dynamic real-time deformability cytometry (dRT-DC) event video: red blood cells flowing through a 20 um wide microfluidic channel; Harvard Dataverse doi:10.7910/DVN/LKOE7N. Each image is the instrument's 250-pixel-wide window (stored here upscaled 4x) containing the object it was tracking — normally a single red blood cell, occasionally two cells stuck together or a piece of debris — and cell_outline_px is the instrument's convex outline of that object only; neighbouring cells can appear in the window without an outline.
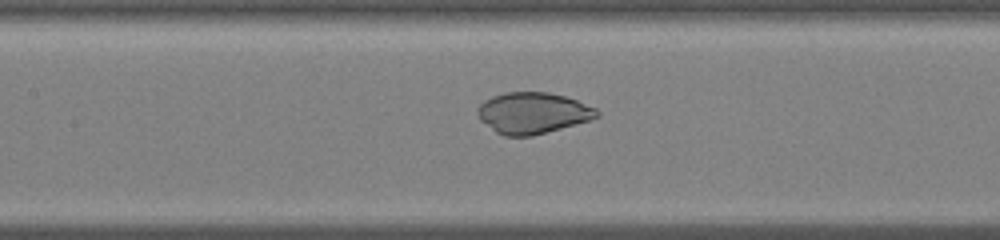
{"species": "common noctule bat (a hibernating species)", "species_latin": "Nyctalus noctula", "temperature_condition": "warm", "stored_images_in_passage": 39, "camera_frame_rate_fps": 3000, "um_per_image_px": 0.085, "animal": {"sex": "male", "body_mass_g": 19.0, "forearm_length_mm": 50.8}, "frame": {"image": 1, "passage_image": 13, "time_ms": 4.0, "image_size_px": [1000, 240], "cell_outline_px": [[600, 116], [588, 120], [532, 136], [504, 136], [496, 132], [480, 120], [476, 112], [476, 108], [484, 100], [492, 96], [504, 92], [548, 92], [564, 96], [576, 100], [596, 108], [600, 112]], "centroid_in_image_um": [45.24, 9.59], "position_along_channel_um": 162.2, "area_um2": 28.55}}
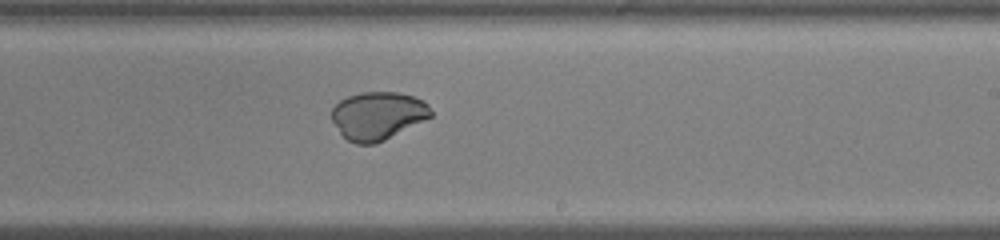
{"frame": {"image": 2, "passage_image": 20, "time_ms": 6.333, "image_size_px": [1000, 240], "cell_outline_px": [[432, 116], [376, 144], [356, 144], [348, 140], [340, 132], [332, 120], [332, 108], [340, 100], [348, 96], [360, 92], [396, 92], [412, 96], [424, 100], [428, 104], [432, 112]], "centroid_in_image_um": [32.11, 9.82], "position_along_channel_um": 256.9, "area_um2": 27.57}}
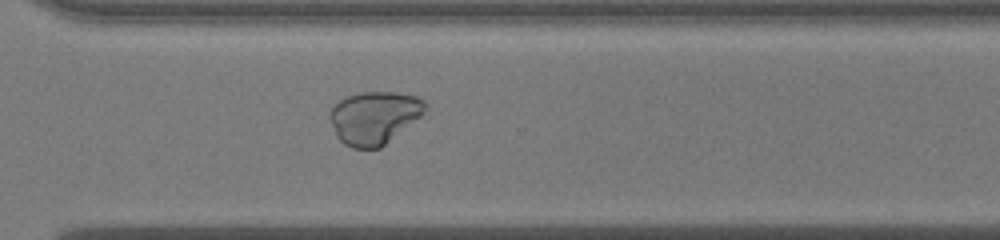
{"frame": {"image": 3, "passage_image": 26, "time_ms": 8.333, "image_size_px": [1000, 240], "cell_outline_px": [[428, 104], [420, 116], [380, 148], [352, 148], [344, 144], [336, 136], [328, 116], [332, 108], [340, 100], [348, 96], [360, 92], [396, 92], [416, 96], [424, 100]], "centroid_in_image_um": [31.79, 9.99], "position_along_channel_um": 338.8, "area_um2": 29.07}}